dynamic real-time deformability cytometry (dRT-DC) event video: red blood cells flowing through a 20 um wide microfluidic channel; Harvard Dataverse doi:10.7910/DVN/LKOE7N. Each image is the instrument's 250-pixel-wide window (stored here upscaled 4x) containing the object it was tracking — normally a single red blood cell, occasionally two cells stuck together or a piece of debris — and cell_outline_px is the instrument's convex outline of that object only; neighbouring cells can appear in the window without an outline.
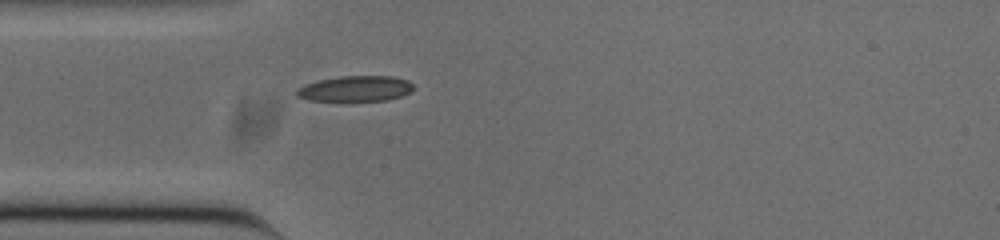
{"species": "common noctule bat (a hibernating species)", "species_latin": "Nyctalus noctula", "temperature_condition": "cold", "stored_images_in_passage": 40, "camera_frame_rate_fps": 3000, "um_per_image_px": 0.085, "animal": {"sex": "male", "body_mass_g": 20.0, "forearm_length_mm": 53.3}, "frame": {"image": 1, "passage_image": 1, "time_ms": 0.0, "image_size_px": [1000, 240], "cell_outline_px": [[416, 88], [412, 92], [388, 100], [352, 104], [344, 104], [308, 100], [296, 96], [296, 88], [304, 84], [320, 80], [340, 76], [392, 76], [408, 80]], "centroid_in_image_um": [30.19, 7.6], "position_along_channel_um": 54.8, "area_um2": 18.67}}
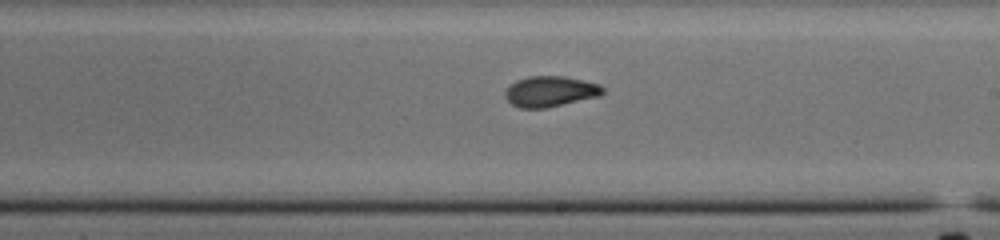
{"frame": {"image": 2, "passage_image": 16, "time_ms": 5.0, "image_size_px": [1000, 240], "cell_outline_px": [[604, 92], [596, 96], [544, 108], [520, 108], [512, 104], [504, 96], [504, 92], [516, 80], [528, 76], [564, 76], [584, 80], [600, 84], [604, 88]], "centroid_in_image_um": [46.75, 7.75], "position_along_channel_um": 242.3, "area_um2": 17.17}}
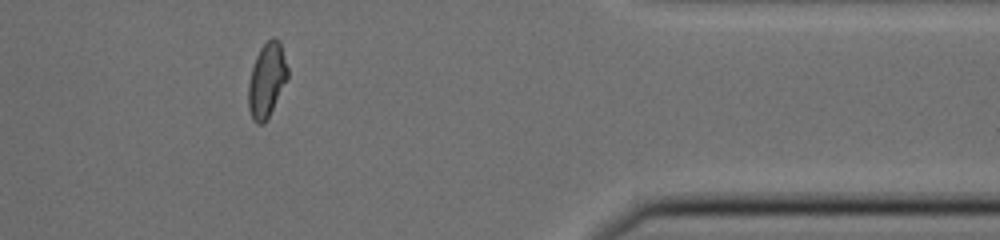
{"frame": {"image": 3, "passage_image": 30, "time_ms": 9.667, "image_size_px": [1000, 240], "cell_outline_px": [[288, 80], [264, 124], [256, 124], [252, 120], [248, 108], [248, 84], [252, 68], [256, 56], [260, 48], [272, 36], [276, 36], [280, 40], [288, 68]], "centroid_in_image_um": [22.68, 6.8], "position_along_channel_um": 388.7, "area_um2": 17.28}, "authors_computed_cell_mechanics": {"area_um2": 17.1955, "velocity_mm_per_s": 3.7857, "shape_relaxation_time_tau1_ms": 6.3242, "shape_relaxation_time_tau2_ms": 2.4274, "deformation_change_tau1": 0.1912, "deformation_change_tau2": 0.0743}}